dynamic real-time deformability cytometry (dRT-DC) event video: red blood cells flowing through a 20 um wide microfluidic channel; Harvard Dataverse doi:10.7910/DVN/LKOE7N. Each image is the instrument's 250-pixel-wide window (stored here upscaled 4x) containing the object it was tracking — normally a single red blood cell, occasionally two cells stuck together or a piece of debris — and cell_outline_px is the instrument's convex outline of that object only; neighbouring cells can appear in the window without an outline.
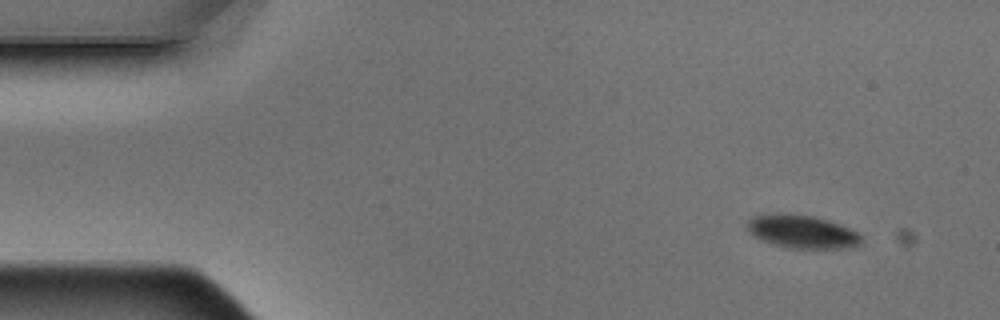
{"species": "Egyptian fruit bat (a non-hibernating species)", "species_latin": "Rousettus aegyptiacus", "temperature_condition": "warm", "stored_images_in_passage": 4, "camera_frame_rate_fps": 3000, "um_per_image_px": 0.085, "animal": {"sex": "male"}, "frame": {"image": 1, "passage_image": 1, "time_ms": 0.0, "image_size_px": [1000, 320], "cell_outline_px": [[860, 244], [856, 248], [788, 248], [752, 236], [748, 228], [748, 220], [752, 216], [776, 212], [788, 212], [816, 216], [840, 224], [856, 232], [860, 236]], "centroid_in_image_um": [68.17, 19.66], "position_along_channel_um": 16.8, "area_um2": 22.25}}
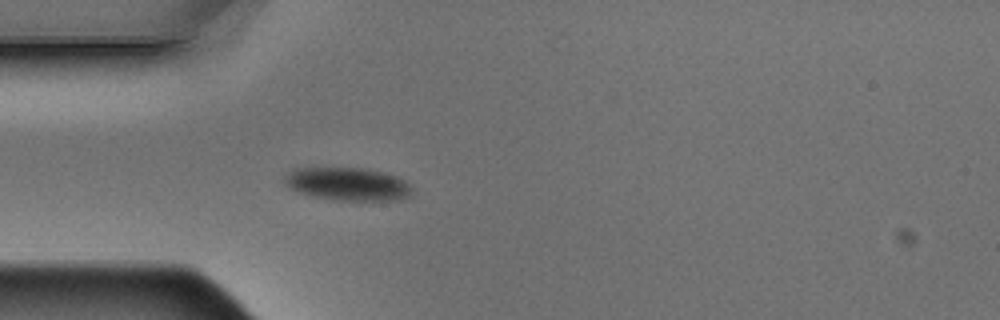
{"frame": {"image": 2, "passage_image": 4, "time_ms": 1.0, "image_size_px": [1000, 320], "cell_outline_px": [[412, 188], [408, 196], [400, 200], [340, 200], [312, 196], [300, 192], [292, 188], [284, 180], [284, 176], [288, 172], [296, 168], [364, 168], [384, 172], [396, 176], [404, 180]], "centroid_in_image_um": [29.58, 15.63], "position_along_channel_um": 55.4, "area_um2": 24.22}}